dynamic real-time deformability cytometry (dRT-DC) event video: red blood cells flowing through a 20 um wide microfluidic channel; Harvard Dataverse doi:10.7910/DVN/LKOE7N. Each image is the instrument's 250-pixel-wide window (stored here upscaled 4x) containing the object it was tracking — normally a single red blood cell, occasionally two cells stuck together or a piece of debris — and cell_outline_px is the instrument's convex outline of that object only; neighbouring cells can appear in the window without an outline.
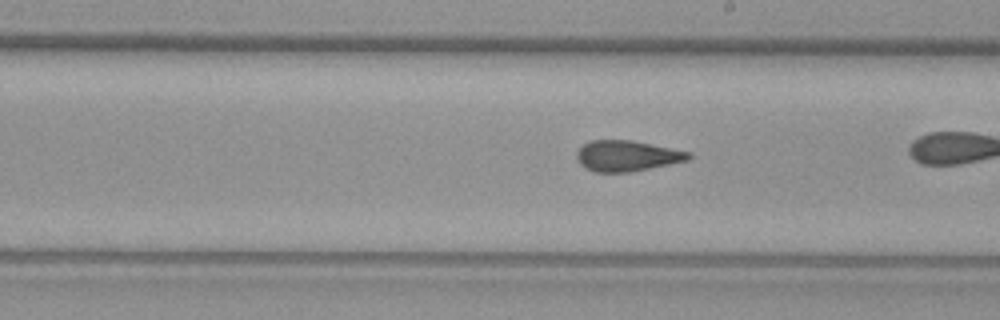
{"species": "common noctule bat (a hibernating species)", "species_latin": "Nyctalus noctula", "temperature_condition": "warm", "stored_images_in_passage": 44, "camera_frame_rate_fps": 3000, "um_per_image_px": 0.085, "animal": {"sex": "female", "body_mass_g": 29.2, "forearm_length_mm": 56.3}, "frame": {"image": 1, "passage_image": 32, "time_ms": 10.333, "image_size_px": [1000, 320], "cell_outline_px": [[692, 156], [688, 160], [632, 172], [592, 172], [584, 168], [576, 160], [576, 152], [588, 140], [632, 140], [692, 152]], "centroid_in_image_um": [53.27, 13.25], "position_along_channel_um": 235.7, "area_um2": 20.29}}